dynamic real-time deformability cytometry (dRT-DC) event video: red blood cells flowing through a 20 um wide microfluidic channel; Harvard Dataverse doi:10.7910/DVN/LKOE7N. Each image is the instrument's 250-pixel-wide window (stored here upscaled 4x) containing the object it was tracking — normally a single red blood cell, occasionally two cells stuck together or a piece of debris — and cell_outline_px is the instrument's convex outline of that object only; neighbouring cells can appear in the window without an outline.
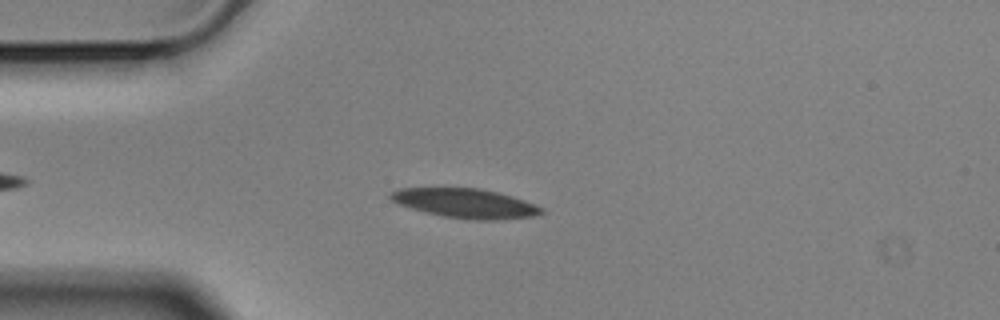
{"species": "Egyptian fruit bat (a non-hibernating species)", "species_latin": "Rousettus aegyptiacus", "temperature_condition": "cold", "stored_images_in_passage": 47, "camera_frame_rate_fps": 3000, "um_per_image_px": 0.085, "animal": {"sex": "male"}, "frame": {"image": 1, "passage_image": 9, "time_ms": 2.667, "image_size_px": [1000, 320], "cell_outline_px": [[544, 212], [536, 216], [496, 220], [468, 220], [444, 216], [424, 212], [400, 204], [392, 200], [388, 196], [392, 192], [400, 188], [476, 188], [496, 192], [512, 196], [524, 200], [544, 208]], "centroid_in_image_um": [39.59, 17.29], "position_along_channel_um": 45.4, "area_um2": 25.72}}
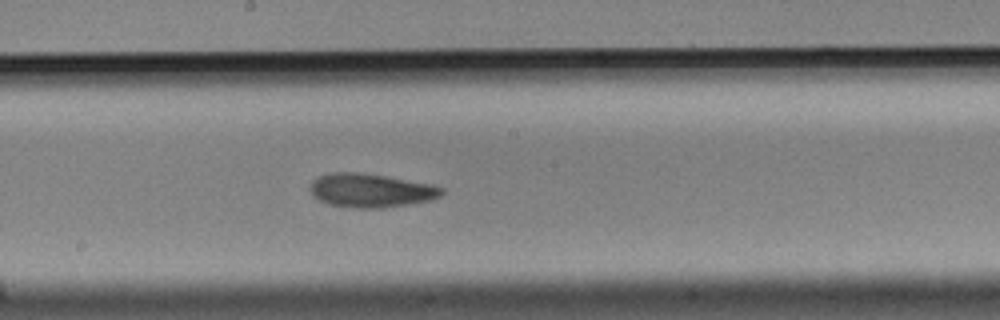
{"frame": {"image": 2, "passage_image": 25, "time_ms": 8.0, "image_size_px": [1000, 320], "cell_outline_px": [[444, 192], [440, 196], [432, 200], [380, 208], [352, 208], [328, 204], [312, 196], [308, 188], [312, 180], [320, 176], [332, 172], [360, 172], [432, 184], [444, 188]], "centroid_in_image_um": [31.49, 16.19], "position_along_channel_um": 216.7, "area_um2": 25.95}}
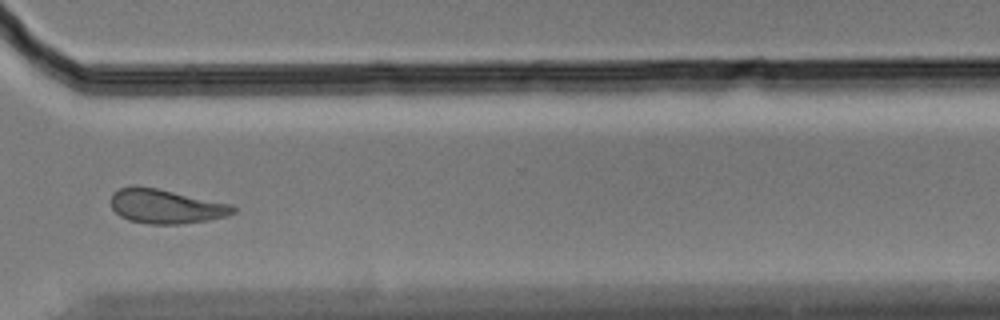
{"frame": {"image": 3, "passage_image": 37, "time_ms": 12.0, "image_size_px": [1000, 320], "cell_outline_px": [[236, 212], [228, 216], [208, 220], [180, 224], [148, 224], [128, 220], [120, 216], [112, 208], [112, 192], [120, 188], [136, 184], [156, 188], [232, 204], [236, 208]], "centroid_in_image_um": [14.1, 17.53], "position_along_channel_um": 356.5, "area_um2": 24.57}, "authors_computed_cell_mechanics": {"area_um2": 25.143, "velocity_mm_per_s": 3.4989, "shape_relaxation_time_tau1_ms": 4.5093, "shape_relaxation_time_tau2_ms": 10.3919, "deformation_change_tau1": 0.124, "deformation_change_tau2": 0.1892}}